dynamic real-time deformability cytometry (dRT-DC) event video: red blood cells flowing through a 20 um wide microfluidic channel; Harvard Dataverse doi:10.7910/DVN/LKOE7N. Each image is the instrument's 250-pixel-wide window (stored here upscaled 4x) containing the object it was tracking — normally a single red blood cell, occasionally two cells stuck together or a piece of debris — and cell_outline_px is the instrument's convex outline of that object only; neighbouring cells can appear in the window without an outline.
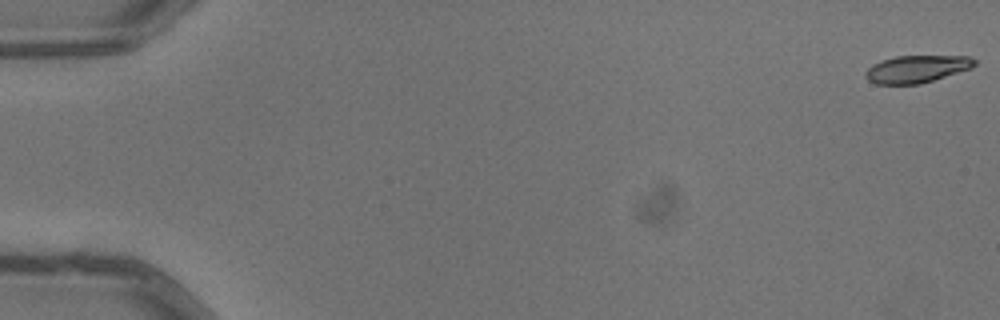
{"species": "common noctule bat (a hibernating species)", "species_latin": "Nyctalus noctula", "temperature_condition": "warm", "stored_images_in_passage": 5, "camera_frame_rate_fps": 3000, "um_per_image_px": 0.085, "animal": {"sex": "male", "body_mass_g": 13.3}, "frame": {"image": 1, "passage_image": 1, "time_ms": 0.0, "image_size_px": [1000, 320], "cell_outline_px": [[976, 64], [972, 68], [920, 84], [876, 84], [868, 80], [864, 76], [864, 72], [872, 64], [896, 56], [968, 56], [976, 60]], "centroid_in_image_um": [77.91, 5.87], "position_along_channel_um": 7.1, "area_um2": 17.34}}
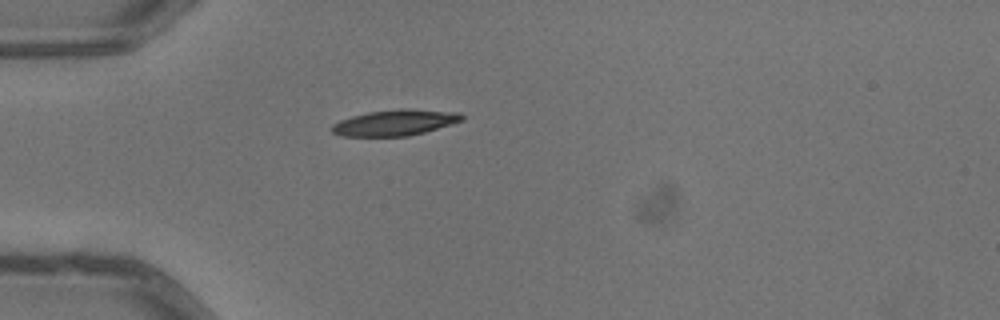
{"frame": {"image": 2, "passage_image": 5, "time_ms": 1.333, "image_size_px": [1000, 320], "cell_outline_px": [[464, 120], [452, 124], [424, 132], [408, 136], [340, 136], [332, 132], [328, 128], [332, 124], [340, 120], [352, 116], [368, 112], [400, 108], [404, 108], [460, 112], [464, 116]], "centroid_in_image_um": [33.57, 10.42], "position_along_channel_um": 51.4, "area_um2": 19.83}}